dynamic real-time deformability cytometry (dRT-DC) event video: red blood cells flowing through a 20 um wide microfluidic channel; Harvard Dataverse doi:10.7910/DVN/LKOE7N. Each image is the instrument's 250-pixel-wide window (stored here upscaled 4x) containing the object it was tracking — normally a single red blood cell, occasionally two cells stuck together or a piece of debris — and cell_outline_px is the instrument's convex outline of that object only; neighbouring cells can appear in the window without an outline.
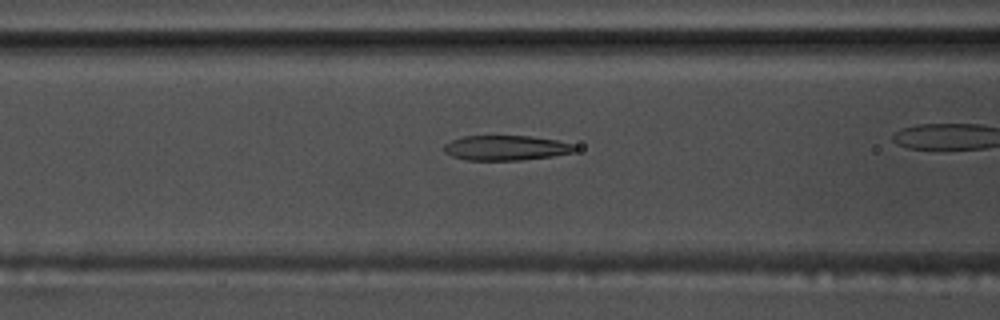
{"species": "common noctule bat (a hibernating species)", "species_latin": "Nyctalus noctula", "temperature_condition": "warm", "stored_images_in_passage": 38, "camera_frame_rate_fps": 3000, "um_per_image_px": 0.085, "animal": {"sex": "male", "body_mass_g": 17.5, "forearm_length_mm": 52.3}, "frame": {"image": 1, "passage_image": 17, "time_ms": 5.333, "image_size_px": [1000, 320], "cell_outline_px": [[576, 152], [552, 156], [520, 160], [464, 160], [452, 156], [444, 152], [444, 144], [452, 140], [464, 136], [528, 136], [556, 140], [572, 144], [576, 148]], "centroid_in_image_um": [42.98, 12.57], "position_along_channel_um": 123.6, "area_um2": 18.96}}
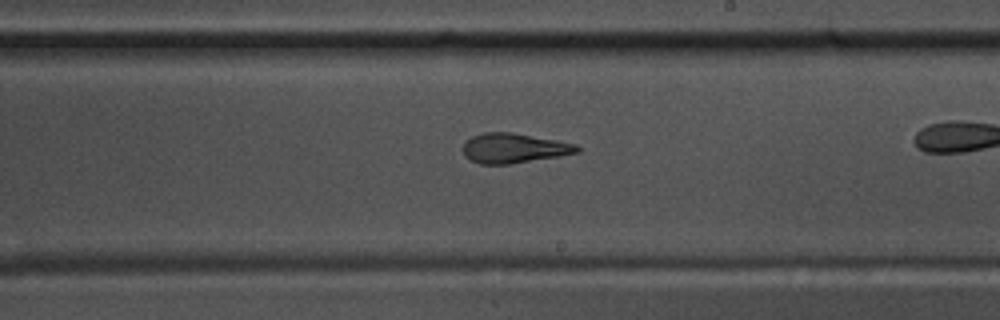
{"frame": {"image": 2, "passage_image": 27, "time_ms": 8.667, "image_size_px": [1000, 320], "cell_outline_px": [[580, 152], [560, 156], [508, 164], [480, 164], [464, 156], [464, 144], [472, 136], [484, 132], [512, 132], [556, 140], [576, 144], [580, 148]], "centroid_in_image_um": [43.7, 12.59], "position_along_channel_um": 245.3, "area_um2": 19.65}}
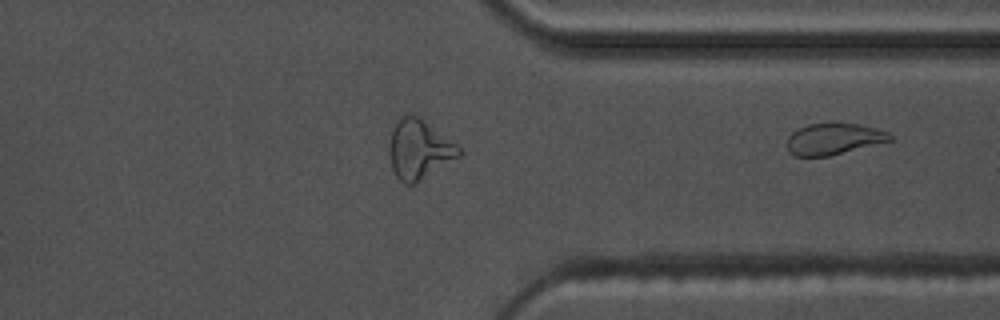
{"frame": {"image": 3, "passage_image": 38, "time_ms": 12.333, "image_size_px": [1000, 320], "cell_outline_px": [[892, 140], [828, 156], [796, 156], [788, 152], [788, 136], [796, 128], [808, 124], [832, 120], [856, 124], [876, 128], [888, 132], [892, 136]], "centroid_in_image_um": [70.83, 11.76], "position_along_channel_um": 340.6, "area_um2": 19.19}}